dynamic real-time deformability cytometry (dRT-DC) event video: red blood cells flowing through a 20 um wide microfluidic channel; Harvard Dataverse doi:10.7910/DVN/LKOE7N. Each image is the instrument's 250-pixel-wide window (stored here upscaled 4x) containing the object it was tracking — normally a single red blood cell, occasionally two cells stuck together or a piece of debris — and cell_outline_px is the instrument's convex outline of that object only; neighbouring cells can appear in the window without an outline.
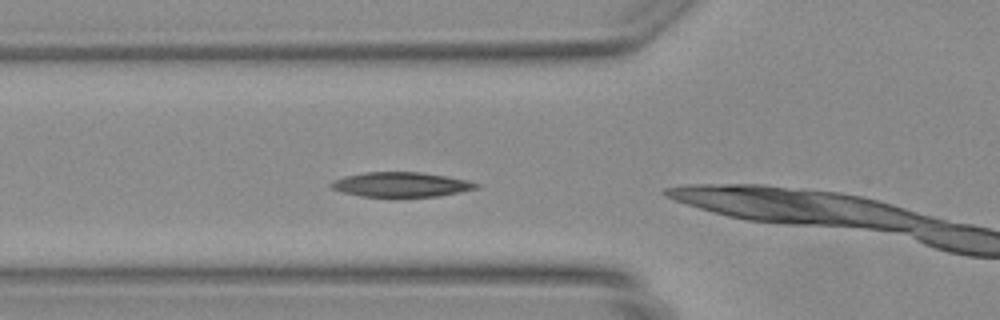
{"species": "Egyptian fruit bat (a non-hibernating species)", "species_latin": "Rousettus aegyptiacus", "temperature_condition": "warm", "stored_images_in_passage": 3, "camera_frame_rate_fps": 3000, "um_per_image_px": 0.085, "animal": {"sex": "female"}, "frame": {"image": 1, "passage_image": 2, "time_ms": 0.333, "image_size_px": [1000, 320], "cell_outline_px": [[480, 188], [460, 192], [436, 196], [360, 196], [344, 192], [332, 188], [328, 184], [332, 180], [344, 176], [364, 172], [420, 172], [468, 180], [480, 184]], "centroid_in_image_um": [34.09, 15.67], "position_along_channel_um": 91.7, "area_um2": 20.75}}